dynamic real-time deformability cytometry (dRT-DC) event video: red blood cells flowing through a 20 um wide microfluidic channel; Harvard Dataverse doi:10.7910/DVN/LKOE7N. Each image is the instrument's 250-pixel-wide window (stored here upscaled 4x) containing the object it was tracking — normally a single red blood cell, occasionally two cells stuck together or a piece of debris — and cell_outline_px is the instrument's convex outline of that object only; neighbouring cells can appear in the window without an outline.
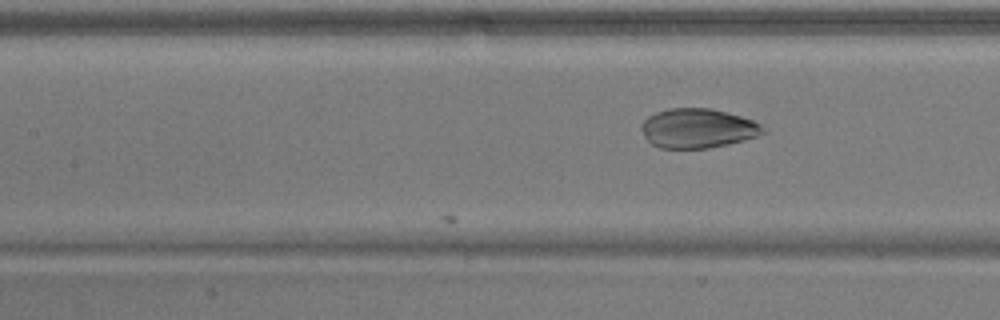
{"species": "common noctule bat (a hibernating species)", "species_latin": "Nyctalus noctula", "temperature_condition": "warm", "stored_images_in_passage": 10, "camera_frame_rate_fps": 3000, "um_per_image_px": 0.085, "animal": {"sex": "male", "body_mass_g": 17.9}, "frame": {"image": 1, "passage_image": 10, "time_ms": 3.0, "image_size_px": [1000, 320], "cell_outline_px": [[764, 132], [756, 136], [744, 140], [728, 144], [708, 148], [660, 148], [652, 144], [644, 136], [640, 128], [640, 124], [648, 116], [656, 112], [668, 108], [712, 108], [728, 112], [752, 120], [760, 124], [764, 128]], "centroid_in_image_um": [59.27, 10.9], "position_along_channel_um": 148.1, "area_um2": 27.98}}